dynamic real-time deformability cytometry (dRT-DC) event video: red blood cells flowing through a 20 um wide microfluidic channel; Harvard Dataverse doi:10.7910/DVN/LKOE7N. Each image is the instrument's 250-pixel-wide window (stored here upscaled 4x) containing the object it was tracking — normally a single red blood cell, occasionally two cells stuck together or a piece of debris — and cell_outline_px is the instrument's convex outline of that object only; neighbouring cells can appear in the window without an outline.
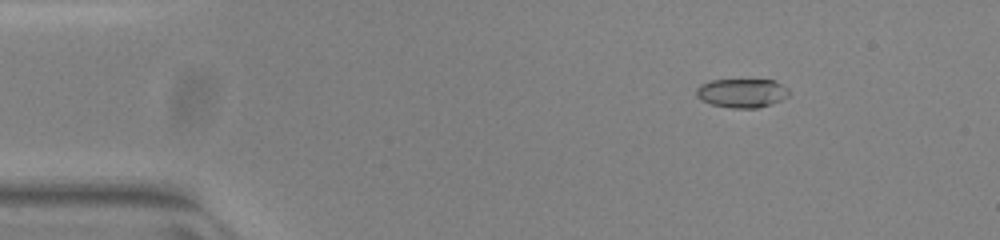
{"species": "common noctule bat (a hibernating species)", "species_latin": "Nyctalus noctula", "temperature_condition": "warm", "stored_images_in_passage": 46, "camera_frame_rate_fps": 3000, "um_per_image_px": 0.085, "animal": {"sex": "female", "body_mass_g": 23.0, "forearm_length_mm": 53.4}, "frame": {"image": 1, "passage_image": 1, "time_ms": 0.0, "image_size_px": [1000, 240], "cell_outline_px": [[788, 96], [780, 100], [756, 108], [732, 108], [712, 104], [700, 100], [696, 96], [696, 88], [700, 84], [712, 80], [776, 80], [788, 88]], "centroid_in_image_um": [63.03, 7.9], "position_along_channel_um": 22.0, "area_um2": 15.55}}
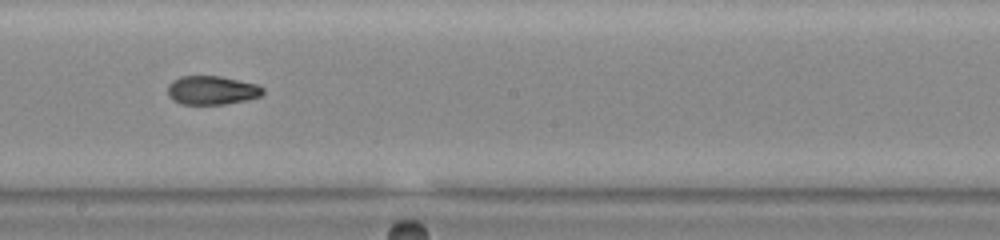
{"frame": {"image": 2, "passage_image": 23, "time_ms": 7.333, "image_size_px": [1000, 240], "cell_outline_px": [[264, 92], [260, 96], [248, 100], [224, 104], [180, 104], [172, 100], [168, 96], [168, 84], [172, 80], [180, 76], [220, 76], [256, 84], [264, 88]], "centroid_in_image_um": [17.98, 7.67], "position_along_channel_um": 230.2, "area_um2": 16.07}}
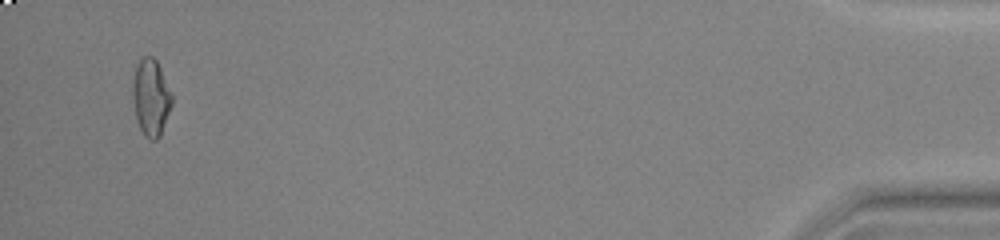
{"frame": {"image": 3, "passage_image": 44, "time_ms": 14.333, "image_size_px": [1000, 240], "cell_outline_px": [[172, 104], [160, 136], [156, 140], [152, 140], [144, 136], [136, 120], [132, 100], [132, 84], [136, 64], [144, 56], [152, 56], [156, 60], [172, 92]], "centroid_in_image_um": [12.81, 8.29], "position_along_channel_um": 422.4, "area_um2": 17.69}, "authors_computed_cell_mechanics": {"area_um2": 16.4441, "velocity_mm_per_s": 3.956, "shape_relaxation_time_tau1_ms": 11.3893, "shape_relaxation_time_tau2_ms": 2.5056, "deformation_change_tau1": 0.2933, "deformation_change_tau2": 0.0699}}